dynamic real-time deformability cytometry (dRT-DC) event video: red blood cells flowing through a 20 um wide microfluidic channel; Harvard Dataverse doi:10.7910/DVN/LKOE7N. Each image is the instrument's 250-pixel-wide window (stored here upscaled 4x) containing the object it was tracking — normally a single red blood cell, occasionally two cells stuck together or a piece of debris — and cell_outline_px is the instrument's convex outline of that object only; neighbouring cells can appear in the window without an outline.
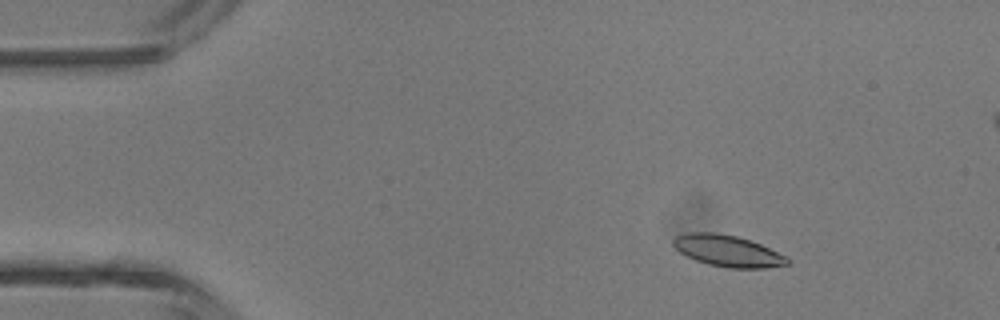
{"species": "common noctule bat (a hibernating species)", "species_latin": "Nyctalus noctula", "temperature_condition": "room temperature", "stored_images_in_passage": 6, "camera_frame_rate_fps": 3000, "um_per_image_px": 0.085, "animal": {"sex": "male", "body_mass_g": 13.3}, "frame": {"image": 1, "passage_image": 3, "time_ms": 0.667, "image_size_px": [1000, 320], "cell_outline_px": [[792, 264], [764, 268], [728, 268], [708, 264], [696, 260], [680, 252], [672, 244], [672, 240], [676, 236], [688, 232], [716, 232], [736, 236], [760, 244], [788, 256], [792, 260]], "centroid_in_image_um": [61.9, 21.33], "position_along_channel_um": 23.1, "area_um2": 21.04}}